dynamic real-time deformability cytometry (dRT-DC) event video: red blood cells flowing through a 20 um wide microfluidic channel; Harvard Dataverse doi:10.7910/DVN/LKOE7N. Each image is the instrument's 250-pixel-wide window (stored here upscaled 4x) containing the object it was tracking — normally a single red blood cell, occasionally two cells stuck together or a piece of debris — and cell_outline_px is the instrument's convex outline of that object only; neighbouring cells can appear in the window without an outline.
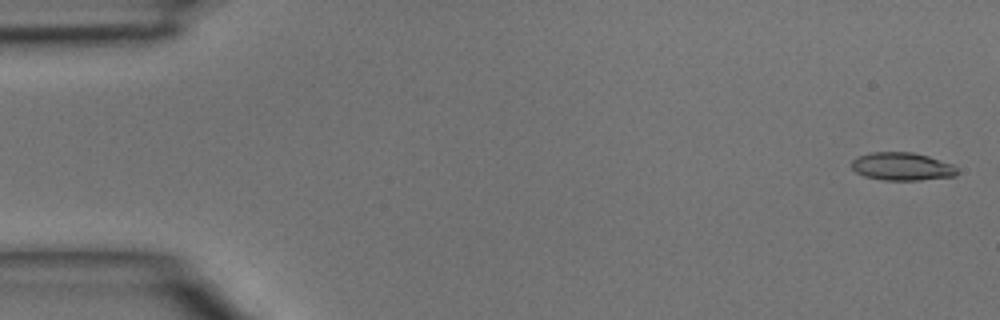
{"species": "common noctule bat (a hibernating species)", "species_latin": "Nyctalus noctula", "temperature_condition": "room temperature", "stored_images_in_passage": 4, "camera_frame_rate_fps": 3000, "um_per_image_px": 0.085, "animal": {"sex": "male", "body_mass_g": 15.6}, "frame": {"image": 1, "passage_image": 1, "time_ms": 0.0, "image_size_px": [1000, 320], "cell_outline_px": [[956, 176], [920, 180], [884, 180], [864, 176], [856, 172], [852, 168], [852, 160], [860, 156], [872, 152], [912, 152], [928, 156], [952, 164], [956, 168]], "centroid_in_image_um": [76.67, 14.15], "position_along_channel_um": 8.3, "area_um2": 17.05}}